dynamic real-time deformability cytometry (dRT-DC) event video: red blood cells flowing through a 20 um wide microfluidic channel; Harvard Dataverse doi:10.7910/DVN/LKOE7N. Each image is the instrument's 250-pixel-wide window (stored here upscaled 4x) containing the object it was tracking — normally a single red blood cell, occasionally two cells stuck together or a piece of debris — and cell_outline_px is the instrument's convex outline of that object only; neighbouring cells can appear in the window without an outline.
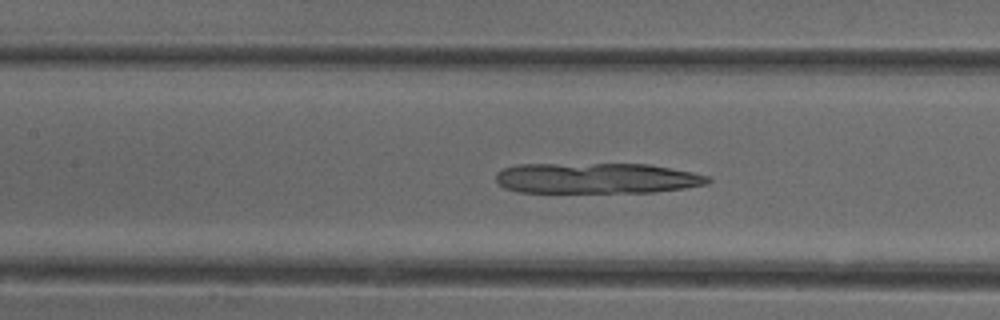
{"species": "common noctule bat (a hibernating species)", "species_latin": "Nyctalus noctula", "temperature_condition": "cold", "stored_images_in_passage": 51, "camera_frame_rate_fps": 3000, "um_per_image_px": 0.085, "animal": {"sex": "female"}, "frame": {"image": 1, "passage_image": 23, "time_ms": 7.333, "image_size_px": [1000, 320], "cell_outline_px": [[712, 180], [708, 184], [684, 188], [652, 192], [520, 192], [504, 188], [496, 180], [496, 172], [504, 168], [520, 164], [648, 164], [692, 172], [708, 176]], "centroid_in_image_um": [50.71, 15.15], "position_along_channel_um": 156.7, "area_um2": 37.8}}
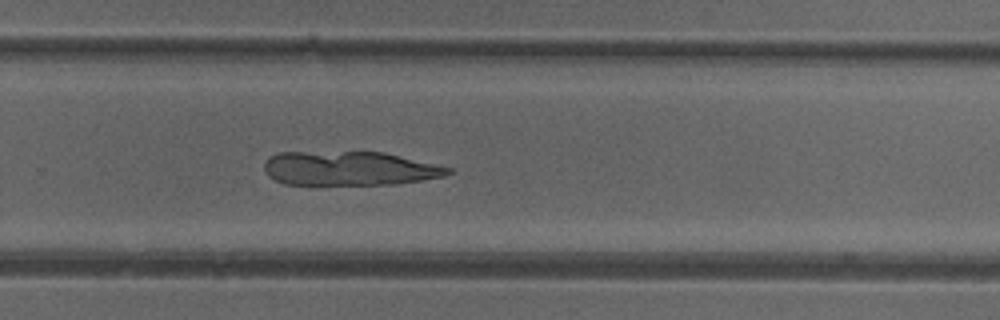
{"frame": {"image": 2, "passage_image": 34, "time_ms": 11.0, "image_size_px": [1000, 320], "cell_outline_px": [[456, 172], [444, 176], [424, 180], [392, 184], [316, 188], [284, 184], [268, 176], [264, 168], [264, 160], [268, 156], [276, 152], [384, 152], [452, 168]], "centroid_in_image_um": [29.63, 14.37], "position_along_channel_um": 300.2, "area_um2": 38.21}}
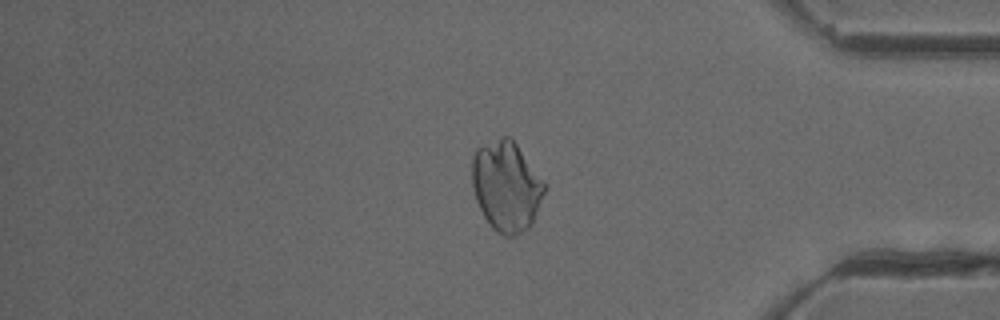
{"frame": {"image": 3, "passage_image": 43, "time_ms": 14.0, "image_size_px": [1000, 320], "cell_outline_px": [[548, 184], [532, 224], [528, 228], [512, 236], [504, 236], [496, 232], [492, 228], [484, 216], [476, 200], [472, 184], [472, 156], [476, 148], [500, 136], [508, 136], [516, 144]], "centroid_in_image_um": [43.05, 15.81], "position_along_channel_um": 392.2, "area_um2": 38.26}}